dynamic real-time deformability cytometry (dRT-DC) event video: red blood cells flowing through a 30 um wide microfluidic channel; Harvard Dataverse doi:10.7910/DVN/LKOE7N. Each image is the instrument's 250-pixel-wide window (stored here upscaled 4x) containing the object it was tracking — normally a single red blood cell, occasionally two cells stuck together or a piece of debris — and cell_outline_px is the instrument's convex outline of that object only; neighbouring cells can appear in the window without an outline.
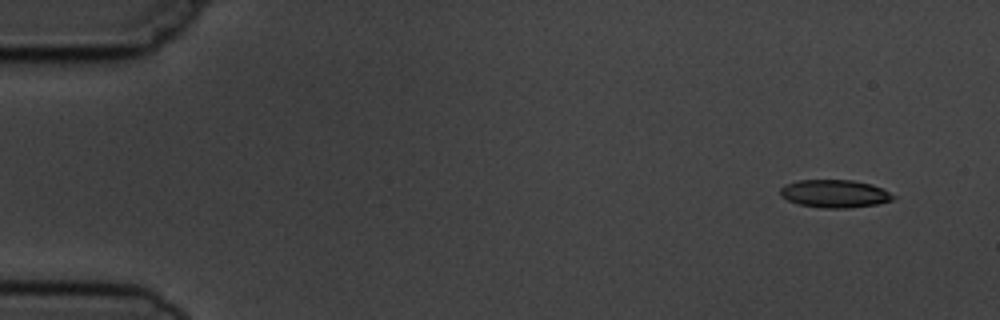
{"species": "common noctule bat (a hibernating species)", "species_latin": "Nyctalus noctula", "temperature_condition": "cold", "stored_images_in_passage": 9, "camera_frame_rate_fps": 3000, "um_per_image_px": 0.085, "animal": {"sex": "male", "body_mass_g": 19.5, "forearm_length_mm": 54.6}, "frame": {"image": 1, "passage_image": 1, "time_ms": 0.0, "image_size_px": [1000, 320], "cell_outline_px": [[896, 196], [892, 200], [876, 204], [848, 208], [824, 208], [800, 204], [788, 200], [780, 196], [780, 188], [784, 184], [796, 180], [852, 180], [872, 184]], "centroid_in_image_um": [70.91, 16.45], "position_along_channel_um": 14.1, "area_um2": 18.26}}
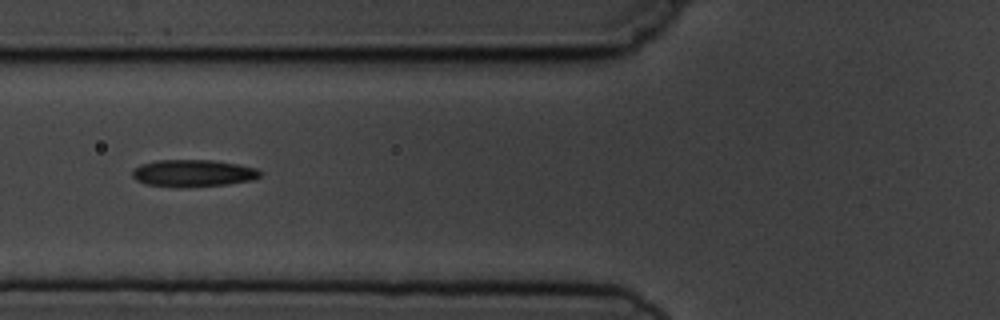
{"frame": {"image": 2, "passage_image": 6, "time_ms": 5.667, "image_size_px": [1000, 320], "cell_outline_px": [[260, 176], [252, 180], [224, 184], [184, 188], [180, 188], [144, 184], [136, 180], [132, 176], [132, 168], [140, 164], [156, 160], [212, 160], [236, 164], [256, 168], [260, 172]], "centroid_in_image_um": [16.33, 14.72], "position_along_channel_um": 109.5, "area_um2": 20.29}}
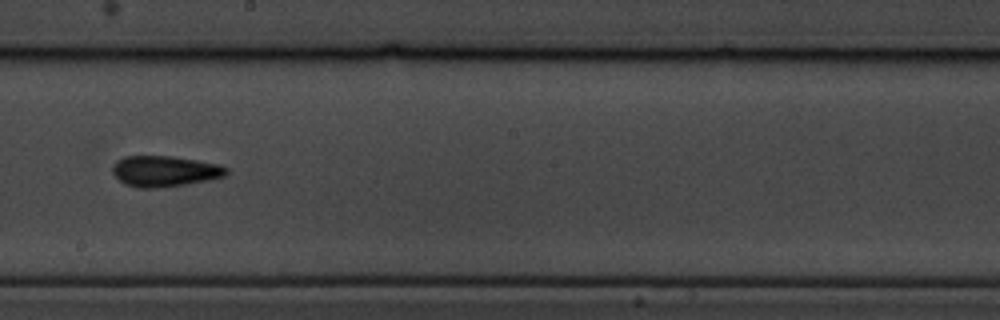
{"frame": {"image": 3, "passage_image": 9, "time_ms": 9.0, "image_size_px": [1000, 320], "cell_outline_px": [[228, 172], [224, 176], [208, 180], [184, 184], [156, 188], [136, 188], [124, 184], [112, 172], [112, 164], [116, 160], [124, 156], [172, 156], [220, 164], [228, 168]], "centroid_in_image_um": [13.97, 14.54], "position_along_channel_um": 234.2, "area_um2": 20.52}}